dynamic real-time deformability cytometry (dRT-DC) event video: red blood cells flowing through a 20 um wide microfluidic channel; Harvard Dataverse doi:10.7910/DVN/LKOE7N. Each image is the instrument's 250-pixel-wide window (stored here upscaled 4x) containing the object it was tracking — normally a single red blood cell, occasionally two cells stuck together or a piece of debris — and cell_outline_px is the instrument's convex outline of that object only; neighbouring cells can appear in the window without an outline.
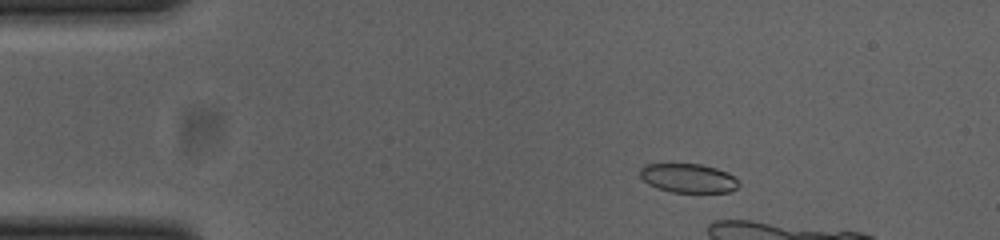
{"species": "common noctule bat (a hibernating species)", "species_latin": "Nyctalus noctula", "temperature_condition": "cold", "stored_images_in_passage": 12, "camera_frame_rate_fps": 3000, "um_per_image_px": 0.085, "animal": {"sex": "female", "body_mass_g": 23.0, "forearm_length_mm": 53.4}, "frame": {"image": 1, "passage_image": 4, "time_ms": 1.0, "image_size_px": [1000, 240], "cell_outline_px": [[740, 184], [732, 192], [672, 192], [648, 184], [640, 176], [640, 168], [644, 164], [700, 164], [716, 168], [728, 172]], "centroid_in_image_um": [58.5, 15.14], "position_along_channel_um": 26.5, "area_um2": 16.59}}